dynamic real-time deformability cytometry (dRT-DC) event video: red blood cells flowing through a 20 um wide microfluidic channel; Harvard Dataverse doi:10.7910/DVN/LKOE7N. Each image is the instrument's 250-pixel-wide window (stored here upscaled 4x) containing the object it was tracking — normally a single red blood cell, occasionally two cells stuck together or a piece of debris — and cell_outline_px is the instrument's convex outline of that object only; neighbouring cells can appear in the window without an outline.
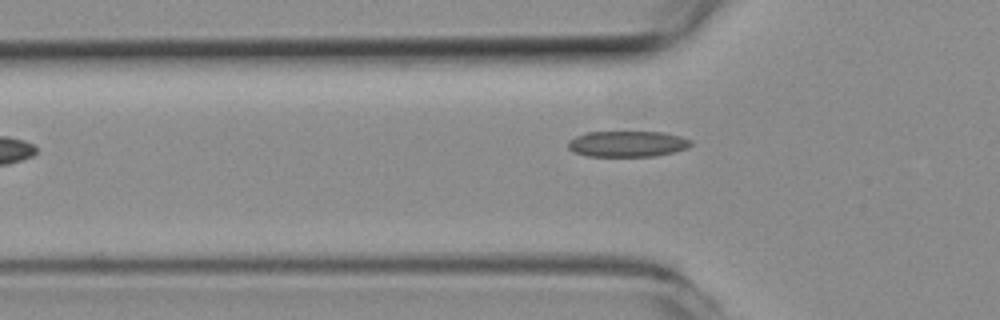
{"species": "common noctule bat (a hibernating species)", "species_latin": "Nyctalus noctula", "temperature_condition": "room temperature", "stored_images_in_passage": 31, "camera_frame_rate_fps": 3000, "um_per_image_px": 0.085, "animal": {"sex": "female", "body_mass_g": 19.3, "forearm_length_mm": 54.1}, "frame": {"image": 1, "passage_image": 2, "time_ms": 0.333, "image_size_px": [1000, 320], "cell_outline_px": [[692, 144], [688, 148], [672, 152], [652, 156], [588, 156], [572, 152], [568, 148], [568, 140], [576, 136], [588, 132], [664, 132], [680, 136], [692, 140]], "centroid_in_image_um": [53.32, 12.23], "position_along_channel_um": 72.5, "area_um2": 18.55}}
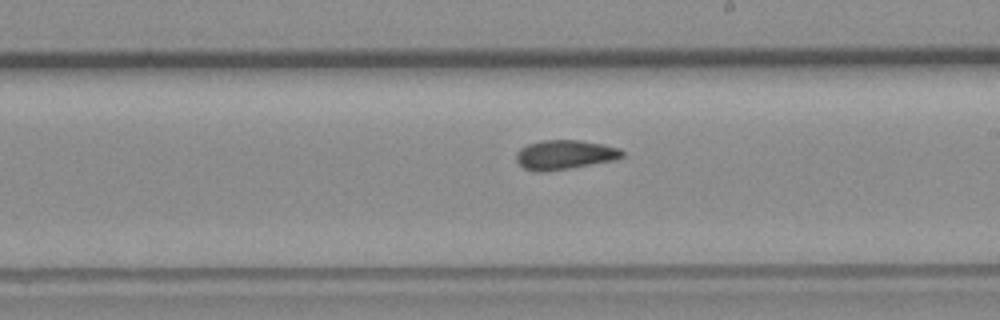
{"frame": {"image": 2, "passage_image": 15, "time_ms": 4.667, "image_size_px": [1000, 320], "cell_outline_px": [[624, 156], [616, 160], [544, 172], [540, 172], [524, 168], [516, 160], [516, 152], [520, 148], [528, 144], [540, 140], [580, 140], [620, 148], [624, 152]], "centroid_in_image_um": [48.0, 13.14], "position_along_channel_um": 241.0, "area_um2": 18.09}}
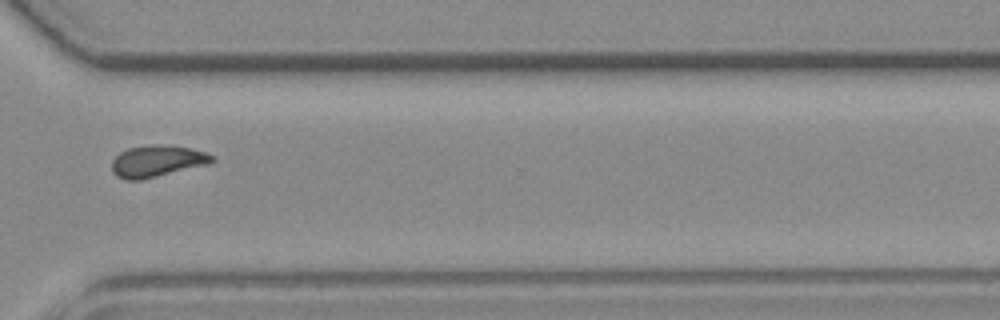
{"frame": {"image": 3, "passage_image": 24, "time_ms": 7.667, "image_size_px": [1000, 320], "cell_outline_px": [[216, 160], [208, 164], [140, 180], [124, 180], [116, 176], [112, 172], [112, 160], [120, 152], [128, 148], [188, 148], [204, 152], [212, 156]], "centroid_in_image_um": [13.3, 13.77], "position_along_channel_um": 357.3, "area_um2": 17.34}, "authors_computed_cell_mechanics": {"area_um2": 18.0336, "velocity_mm_per_s": 3.8732, "shape_relaxation_time_tau1_ms": null, "shape_relaxation_time_tau2_ms": 2.7946, "deformation_change_tau1": null, "deformation_change_tau2": 0.0881}}